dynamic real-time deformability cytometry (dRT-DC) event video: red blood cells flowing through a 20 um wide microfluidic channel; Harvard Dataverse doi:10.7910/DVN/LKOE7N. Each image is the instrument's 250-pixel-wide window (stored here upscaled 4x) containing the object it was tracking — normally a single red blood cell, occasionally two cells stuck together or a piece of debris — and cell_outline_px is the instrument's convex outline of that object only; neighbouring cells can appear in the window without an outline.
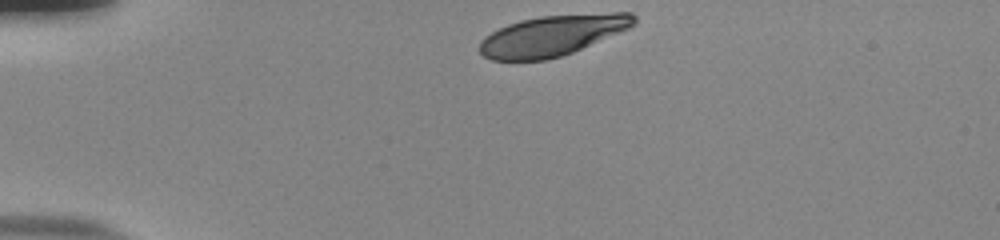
{"species": "human", "species_latin": "Homo sapiens", "temperature_condition": "room temperature", "stored_images_in_passage": 35, "camera_frame_rate_fps": 3000, "um_per_image_px": 0.085, "donor": {"sex": "male"}, "frame": {"image": 1, "passage_image": 1, "time_ms": 0.0, "image_size_px": [1000, 240], "cell_outline_px": [[636, 24], [628, 28], [572, 52], [560, 56], [544, 60], [492, 60], [484, 56], [480, 52], [480, 40], [484, 36], [508, 24], [520, 20], [540, 16], [612, 12], [632, 12], [636, 16]], "centroid_in_image_um": [46.95, 3.0], "position_along_channel_um": 38.1, "area_um2": 36.3}}
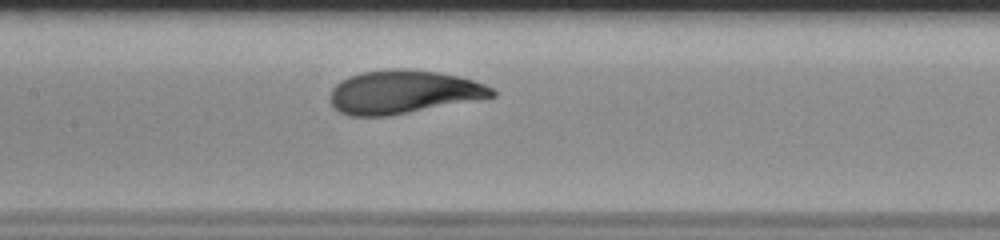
{"frame": {"image": 2, "passage_image": 16, "time_ms": 5.0, "image_size_px": [1000, 240], "cell_outline_px": [[496, 96], [388, 116], [348, 116], [340, 112], [332, 104], [332, 88], [340, 80], [348, 76], [364, 72], [388, 68], [408, 68], [436, 72], [456, 76], [472, 80], [484, 84], [492, 88], [496, 92]], "centroid_in_image_um": [34.26, 7.81], "position_along_channel_um": 173.1, "area_um2": 40.63}}
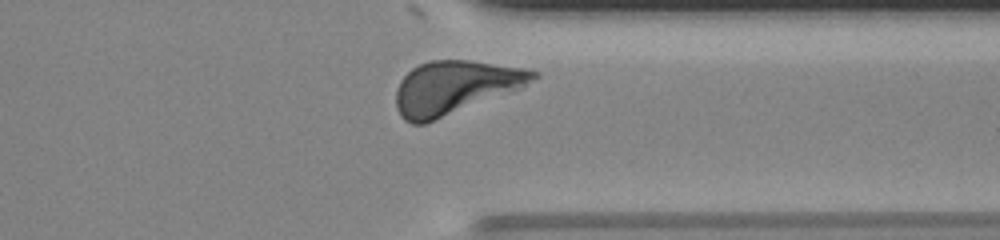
{"frame": {"image": 3, "passage_image": 32, "time_ms": 10.333, "image_size_px": [1000, 240], "cell_outline_px": [[540, 76], [520, 88], [424, 124], [412, 124], [404, 120], [400, 116], [396, 108], [396, 92], [400, 80], [412, 68], [428, 60], [468, 60], [528, 68], [540, 72]], "centroid_in_image_um": [38.66, 7.42], "position_along_channel_um": 372.7, "area_um2": 42.37}, "authors_computed_cell_mechanics": {"area_um2": 40.5756, "velocity_mm_per_s": 3.7525, "shape_relaxation_time_tau1_ms": 2.3856, "shape_relaxation_time_tau2_ms": null, "deformation_change_tau1": 0.1622, "deformation_change_tau2": null}}